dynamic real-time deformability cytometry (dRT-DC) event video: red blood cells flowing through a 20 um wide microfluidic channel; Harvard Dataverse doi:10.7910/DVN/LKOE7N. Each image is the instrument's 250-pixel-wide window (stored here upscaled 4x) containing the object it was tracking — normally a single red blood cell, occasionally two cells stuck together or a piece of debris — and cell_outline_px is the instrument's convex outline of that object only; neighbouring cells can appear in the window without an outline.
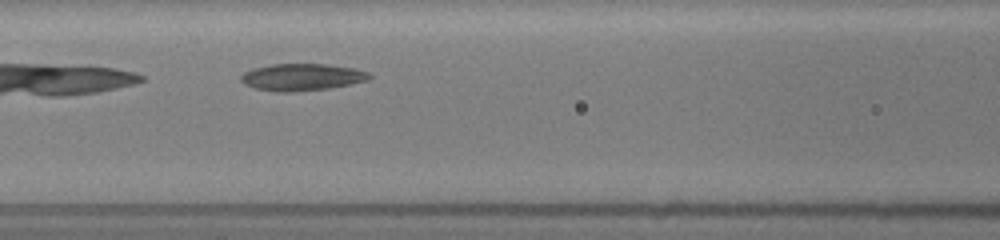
{"species": "common noctule bat (a hibernating species)", "species_latin": "Nyctalus noctula", "temperature_condition": "room temperature", "stored_images_in_passage": 10, "camera_frame_rate_fps": 3000, "um_per_image_px": 0.085, "animal": {"sex": "female", "body_mass_g": 19.5, "forearm_length_mm": 54.1}, "frame": {"image": 1, "passage_image": 4, "time_ms": 1.667, "image_size_px": [1000, 240], "cell_outline_px": [[372, 76], [368, 80], [328, 88], [296, 92], [276, 92], [256, 88], [244, 84], [240, 80], [240, 76], [244, 72], [252, 68], [272, 64], [328, 64], [352, 68], [368, 72]], "centroid_in_image_um": [25.62, 6.55], "position_along_channel_um": 141.0, "area_um2": 20.17}}
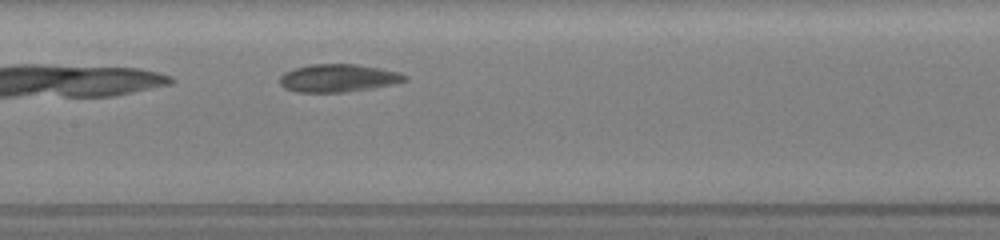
{"frame": {"image": 2, "passage_image": 7, "time_ms": 2.667, "image_size_px": [1000, 240], "cell_outline_px": [[408, 80], [392, 84], [372, 88], [348, 92], [296, 92], [284, 88], [280, 84], [280, 76], [284, 72], [292, 68], [308, 64], [356, 64], [380, 68], [400, 72], [408, 76]], "centroid_in_image_um": [28.73, 6.63], "position_along_channel_um": 178.7, "area_um2": 20.52}}
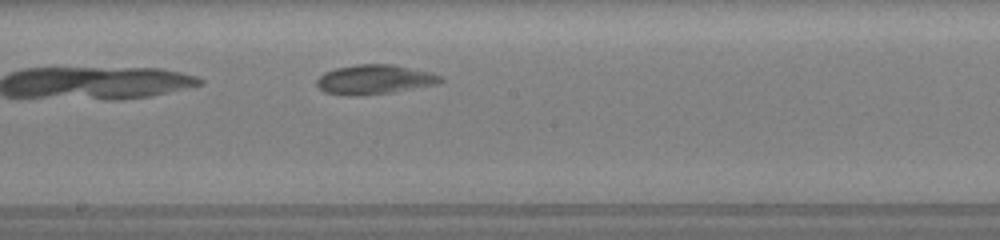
{"frame": {"image": 3, "passage_image": 9, "time_ms": 3.667, "image_size_px": [1000, 240], "cell_outline_px": [[444, 80], [440, 84], [392, 92], [364, 96], [348, 96], [324, 92], [316, 84], [316, 80], [324, 72], [336, 68], [356, 64], [392, 64], [432, 72], [440, 76]], "centroid_in_image_um": [31.84, 6.76], "position_along_channel_um": 216.4, "area_um2": 21.56}}